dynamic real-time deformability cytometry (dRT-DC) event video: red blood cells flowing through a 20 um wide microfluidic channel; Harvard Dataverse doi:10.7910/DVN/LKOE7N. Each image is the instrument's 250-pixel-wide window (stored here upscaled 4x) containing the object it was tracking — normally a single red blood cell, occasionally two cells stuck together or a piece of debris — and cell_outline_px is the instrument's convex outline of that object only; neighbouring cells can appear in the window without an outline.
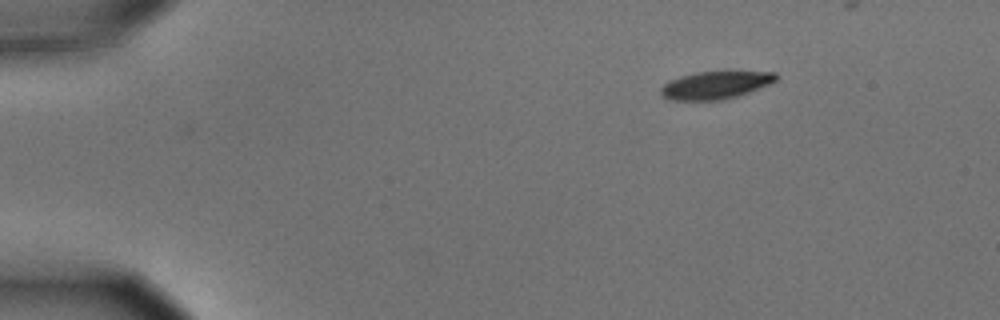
{"species": "common noctule bat (a hibernating species)", "species_latin": "Nyctalus noctula", "temperature_condition": "cold", "stored_images_in_passage": 42, "camera_frame_rate_fps": 3000, "um_per_image_px": 0.085, "animal": {"sex": "male", "body_mass_g": 15.6}, "frame": {"image": 1, "passage_image": 1, "time_ms": 0.0, "image_size_px": [1000, 320], "cell_outline_px": [[776, 80], [768, 84], [748, 92], [736, 96], [720, 100], [668, 100], [660, 92], [660, 88], [668, 80], [680, 76], [696, 72], [776, 72]], "centroid_in_image_um": [60.74, 7.24], "position_along_channel_um": 24.3, "area_um2": 18.26}}
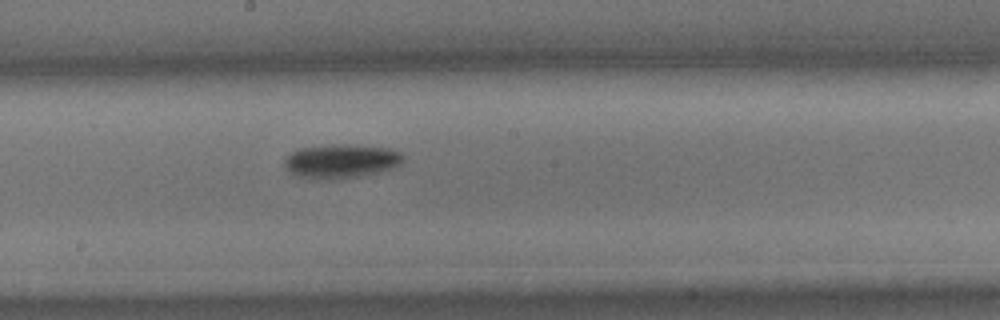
{"frame": {"image": 2, "passage_image": 24, "time_ms": 7.667, "image_size_px": [1000, 320], "cell_outline_px": [[404, 160], [396, 168], [380, 172], [360, 176], [336, 180], [316, 180], [300, 176], [292, 172], [284, 164], [284, 156], [300, 148], [332, 144], [348, 144], [388, 148], [400, 152], [404, 156]], "centroid_in_image_um": [29.02, 13.7], "position_along_channel_um": 219.2, "area_um2": 23.87}}
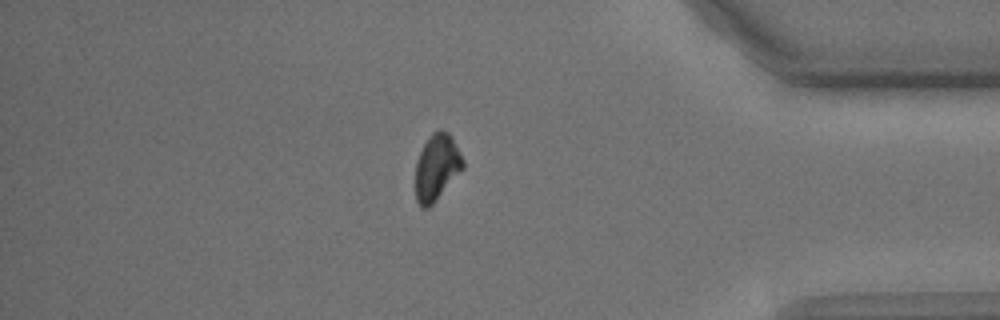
{"frame": {"image": 3, "passage_image": 41, "time_ms": 13.333, "image_size_px": [1000, 320], "cell_outline_px": [[464, 168], [436, 200], [428, 208], [420, 208], [416, 200], [416, 160], [428, 136], [432, 132], [440, 128], [448, 132], [452, 136], [464, 160]], "centroid_in_image_um": [37.13, 14.19], "position_along_channel_um": 398.1, "area_um2": 18.5}}